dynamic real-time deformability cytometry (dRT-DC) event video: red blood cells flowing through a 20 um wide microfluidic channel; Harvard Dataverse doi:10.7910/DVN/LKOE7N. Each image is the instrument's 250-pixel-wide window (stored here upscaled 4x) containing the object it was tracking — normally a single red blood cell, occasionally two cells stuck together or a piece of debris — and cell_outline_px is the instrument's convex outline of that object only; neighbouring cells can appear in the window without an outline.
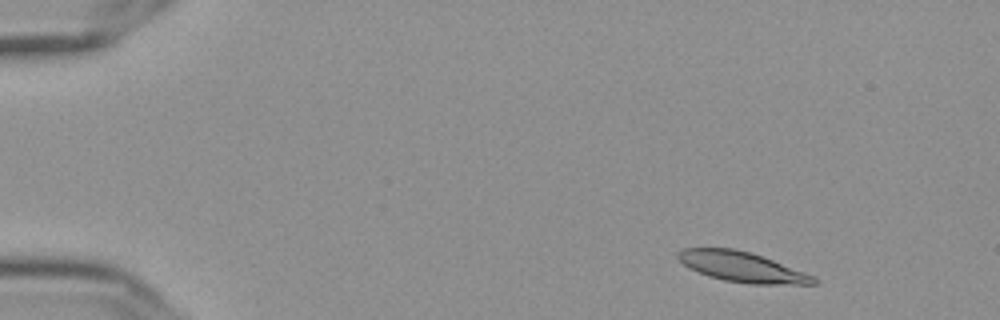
{"species": "Egyptian fruit bat (a non-hibernating species)", "species_latin": "Rousettus aegyptiacus", "temperature_condition": "cold", "stored_images_in_passage": 50, "camera_frame_rate_fps": 3000, "um_per_image_px": 0.085, "frame": {"image": 1, "passage_image": 1, "time_ms": 0.0, "image_size_px": [1000, 320], "cell_outline_px": [[820, 280], [816, 284], [748, 284], [724, 280], [708, 276], [688, 268], [676, 256], [676, 252], [684, 248], [736, 248], [752, 252], [816, 276]], "centroid_in_image_um": [63.09, 22.68], "position_along_channel_um": 21.9, "area_um2": 24.1}}
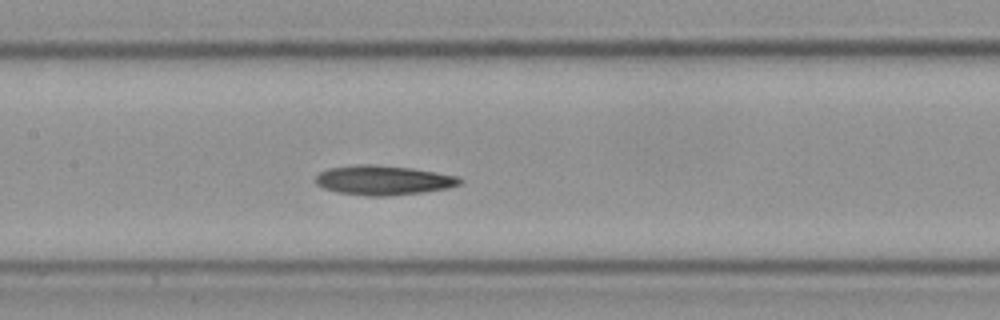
{"frame": {"image": 2, "passage_image": 22, "time_ms": 7.0, "image_size_px": [1000, 320], "cell_outline_px": [[464, 180], [460, 184], [448, 188], [420, 192], [384, 196], [368, 196], [340, 192], [324, 188], [316, 184], [312, 180], [320, 172], [328, 168], [364, 164], [368, 164], [412, 168], [460, 176]], "centroid_in_image_um": [32.59, 15.31], "position_along_channel_um": 174.8, "area_um2": 24.68}}
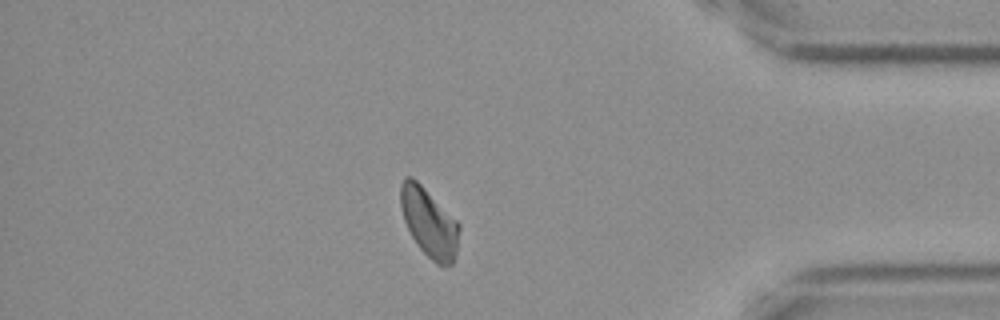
{"frame": {"image": 3, "passage_image": 43, "time_ms": 14.0, "image_size_px": [1000, 320], "cell_outline_px": [[460, 228], [456, 252], [452, 264], [436, 264], [416, 244], [404, 220], [400, 204], [400, 184], [404, 176], [412, 176], [460, 224]], "centroid_in_image_um": [36.45, 18.9], "position_along_channel_um": 398.7, "area_um2": 23.12}}